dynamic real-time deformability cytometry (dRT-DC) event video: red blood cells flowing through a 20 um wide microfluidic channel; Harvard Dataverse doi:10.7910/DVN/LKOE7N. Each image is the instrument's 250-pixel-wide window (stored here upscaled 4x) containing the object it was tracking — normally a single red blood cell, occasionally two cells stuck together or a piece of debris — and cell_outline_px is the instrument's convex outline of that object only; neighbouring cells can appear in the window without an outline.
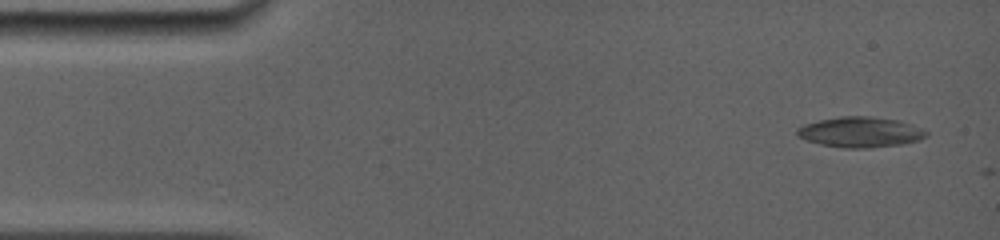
{"species": "common noctule bat (a hibernating species)", "species_latin": "Nyctalus noctula", "temperature_condition": "room temperature", "stored_images_in_passage": 2, "camera_frame_rate_fps": 5000, "um_per_image_px": 0.085, "animal": {"sex": "female", "body_mass_g": 19.0, "forearm_length_mm": 56.7}, "frame": {"image": 1, "passage_image": 1, "time_ms": 0.0, "image_size_px": [1000, 240], "cell_outline_px": [[928, 136], [920, 140], [900, 144], [868, 148], [844, 148], [820, 144], [796, 136], [796, 132], [804, 124], [820, 120], [840, 116], [868, 116], [900, 120], [920, 128], [928, 132]], "centroid_in_image_um": [73.15, 11.23], "position_along_channel_um": 11.9, "area_um2": 22.77}}